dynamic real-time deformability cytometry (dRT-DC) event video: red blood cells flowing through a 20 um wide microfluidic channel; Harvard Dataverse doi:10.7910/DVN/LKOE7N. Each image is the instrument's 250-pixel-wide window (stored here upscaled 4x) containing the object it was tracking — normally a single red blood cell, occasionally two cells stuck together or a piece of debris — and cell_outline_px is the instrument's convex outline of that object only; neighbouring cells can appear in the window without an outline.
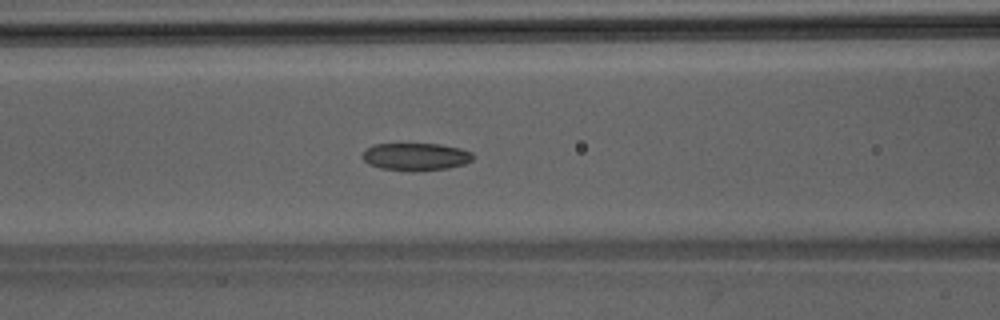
{"species": "Egyptian fruit bat (a non-hibernating species)", "species_latin": "Rousettus aegyptiacus", "temperature_condition": "room temperature", "stored_images_in_passage": 49, "camera_frame_rate_fps": 3000, "um_per_image_px": 0.085, "animal": {"sex": "male"}, "frame": {"image": 1, "passage_image": 21, "time_ms": 6.667, "image_size_px": [1000, 320], "cell_outline_px": [[472, 160], [464, 164], [448, 168], [412, 172], [380, 168], [368, 164], [360, 156], [372, 144], [440, 144], [460, 148], [472, 152]], "centroid_in_image_um": [35.32, 13.33], "position_along_channel_um": 131.3, "area_um2": 17.86}}
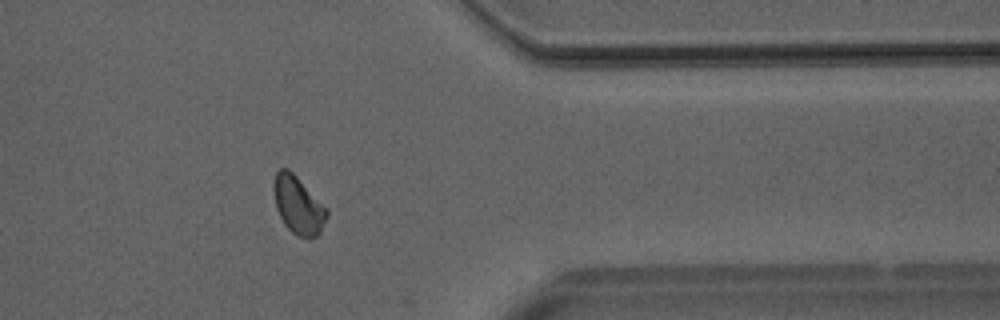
{"frame": {"image": 2, "passage_image": 40, "time_ms": 13.0, "image_size_px": [1000, 320], "cell_outline_px": [[328, 216], [320, 232], [316, 236], [308, 240], [296, 236], [284, 224], [276, 208], [272, 188], [272, 184], [276, 172], [280, 168], [288, 168], [328, 208]], "centroid_in_image_um": [25.34, 17.45], "position_along_channel_um": 386.1, "area_um2": 18.15}}
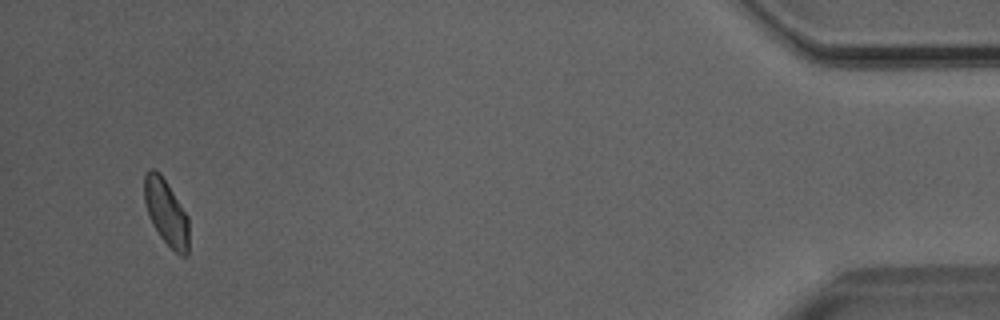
{"frame": {"image": 3, "passage_image": 47, "time_ms": 15.333, "image_size_px": [1000, 320], "cell_outline_px": [[188, 256], [180, 256], [160, 236], [152, 224], [144, 200], [144, 176], [148, 168], [152, 168], [160, 172], [168, 184], [188, 216]], "centroid_in_image_um": [14.12, 18.02], "position_along_channel_um": 421.1, "area_um2": 17.05}}